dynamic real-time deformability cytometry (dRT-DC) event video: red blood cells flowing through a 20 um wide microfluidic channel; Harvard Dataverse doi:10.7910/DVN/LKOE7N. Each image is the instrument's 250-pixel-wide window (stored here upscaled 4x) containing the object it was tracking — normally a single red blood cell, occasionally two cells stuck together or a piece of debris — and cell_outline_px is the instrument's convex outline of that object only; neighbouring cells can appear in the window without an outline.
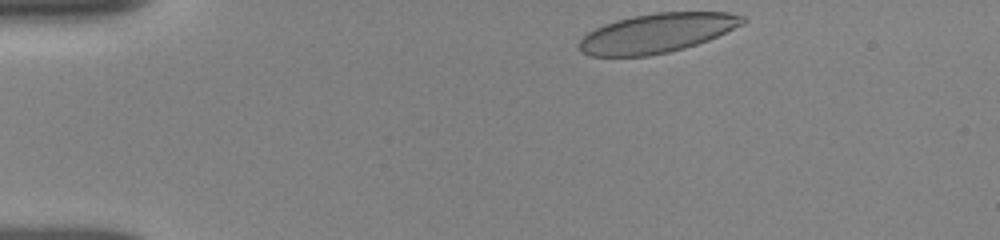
{"species": "human", "species_latin": "Homo sapiens", "temperature_condition": "room temperature", "stored_images_in_passage": 12, "camera_frame_rate_fps": 3000, "um_per_image_px": 0.085, "donor": {"sex": "female"}, "frame": {"image": 1, "passage_image": 1, "time_ms": 0.0, "image_size_px": [1000, 240], "cell_outline_px": [[748, 20], [708, 40], [684, 48], [668, 52], [648, 56], [588, 56], [580, 52], [580, 40], [588, 32], [604, 24], [616, 20], [632, 16], [656, 12], [728, 12], [744, 16]], "centroid_in_image_um": [55.8, 2.81], "position_along_channel_um": 29.2, "area_um2": 37.17}}
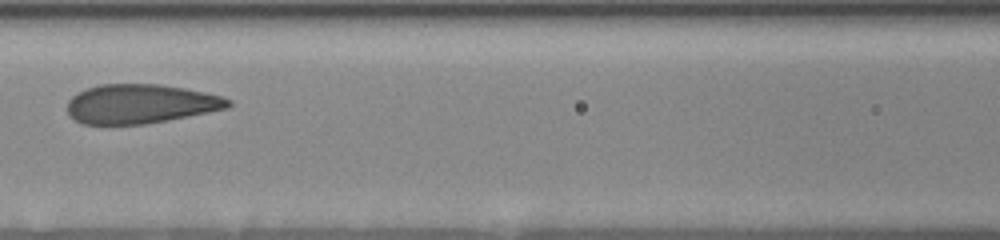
{"frame": {"image": 2, "passage_image": 9, "time_ms": 5.0, "image_size_px": [1000, 240], "cell_outline_px": [[232, 104], [228, 108], [168, 120], [144, 124], [80, 124], [72, 120], [68, 116], [68, 100], [72, 96], [88, 88], [100, 84], [160, 84], [184, 88], [204, 92], [220, 96], [232, 100]], "centroid_in_image_um": [11.92, 8.83], "position_along_channel_um": 154.7, "area_um2": 36.82}}
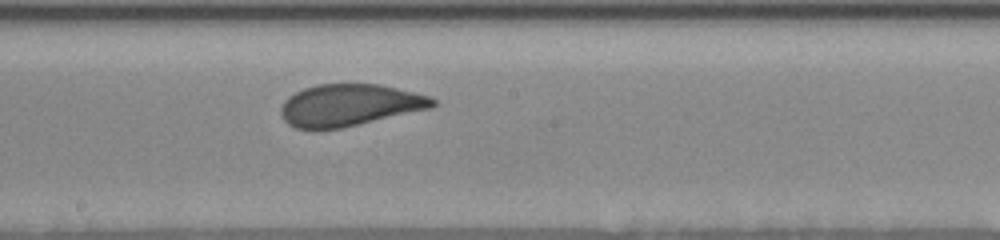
{"frame": {"image": 3, "passage_image": 12, "time_ms": 6.667, "image_size_px": [1000, 240], "cell_outline_px": [[436, 104], [432, 108], [340, 128], [296, 128], [288, 124], [284, 120], [280, 112], [280, 108], [284, 100], [288, 96], [304, 88], [316, 84], [380, 84], [432, 96], [436, 100]], "centroid_in_image_um": [29.72, 8.92], "position_along_channel_um": 218.5, "area_um2": 36.93}}